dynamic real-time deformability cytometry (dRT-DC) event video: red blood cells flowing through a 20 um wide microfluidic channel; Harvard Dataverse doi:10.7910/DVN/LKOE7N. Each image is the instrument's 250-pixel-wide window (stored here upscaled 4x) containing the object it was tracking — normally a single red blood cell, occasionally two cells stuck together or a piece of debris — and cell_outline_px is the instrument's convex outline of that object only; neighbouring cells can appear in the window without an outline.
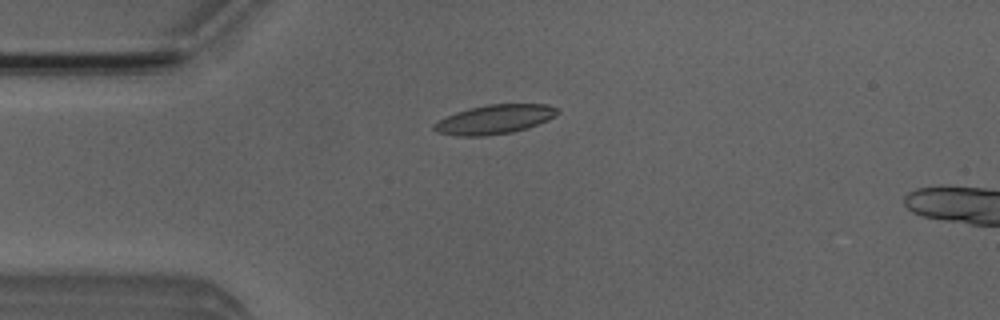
{"species": "Egyptian fruit bat (a non-hibernating species)", "species_latin": "Rousettus aegyptiacus", "temperature_condition": "room temperature", "stored_images_in_passage": 5, "camera_frame_rate_fps": 3000, "um_per_image_px": 0.085, "animal": {"sex": "male"}, "frame": {"image": 1, "passage_image": 4, "time_ms": 3.333, "image_size_px": [1000, 320], "cell_outline_px": [[560, 112], [548, 120], [528, 128], [512, 132], [488, 136], [456, 136], [436, 132], [432, 128], [432, 124], [456, 112], [468, 108], [488, 104], [548, 104], [556, 108]], "centroid_in_image_um": [42.03, 10.15], "position_along_channel_um": 43.0, "area_um2": 21.1}}